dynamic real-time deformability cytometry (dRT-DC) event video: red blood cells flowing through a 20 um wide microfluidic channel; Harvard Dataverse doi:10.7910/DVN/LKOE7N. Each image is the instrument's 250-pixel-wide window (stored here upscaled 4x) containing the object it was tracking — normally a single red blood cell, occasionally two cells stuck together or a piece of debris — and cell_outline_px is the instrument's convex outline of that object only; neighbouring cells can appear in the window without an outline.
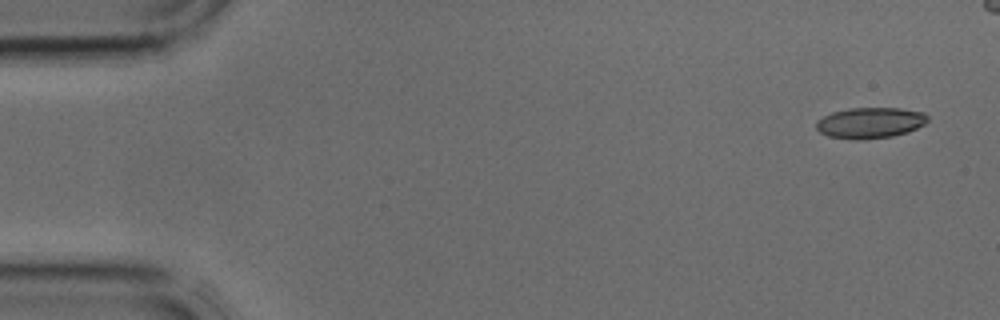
{"species": "common noctule bat (a hibernating species)", "species_latin": "Nyctalus noctula", "temperature_condition": "cold", "stored_images_in_passage": 4, "camera_frame_rate_fps": 3000, "um_per_image_px": 0.085, "animal": {"sex": "male", "body_mass_g": 17.9, "forearm_length_mm": 54.2}, "frame": {"image": 1, "passage_image": 1, "time_ms": 0.0, "image_size_px": [1000, 320], "cell_outline_px": [[928, 120], [924, 124], [908, 132], [892, 136], [856, 140], [828, 136], [820, 132], [816, 128], [816, 120], [832, 112], [848, 108], [900, 108], [924, 112], [928, 116]], "centroid_in_image_um": [73.95, 10.43], "position_along_channel_um": 11.0, "area_um2": 20.06}}